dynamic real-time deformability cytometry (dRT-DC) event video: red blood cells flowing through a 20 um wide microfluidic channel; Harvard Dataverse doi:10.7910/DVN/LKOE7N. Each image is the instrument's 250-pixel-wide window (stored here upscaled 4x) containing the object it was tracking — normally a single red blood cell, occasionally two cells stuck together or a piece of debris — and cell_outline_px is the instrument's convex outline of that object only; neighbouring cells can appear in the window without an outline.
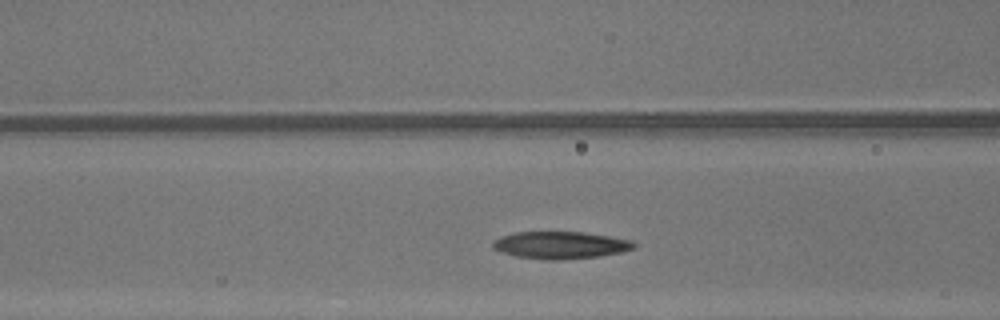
{"species": "common noctule bat (a hibernating species)", "species_latin": "Nyctalus noctula", "temperature_condition": "warm", "stored_images_in_passage": 29, "camera_frame_rate_fps": 3000, "um_per_image_px": 0.085, "animal": {"sex": "male", "body_mass_g": 13.3}, "frame": {"image": 1, "passage_image": 11, "time_ms": 3.333, "image_size_px": [1000, 320], "cell_outline_px": [[636, 248], [620, 252], [600, 256], [560, 260], [544, 260], [516, 256], [500, 252], [492, 248], [492, 244], [500, 236], [516, 232], [584, 232], [632, 240], [636, 244]], "centroid_in_image_um": [47.63, 20.84], "position_along_channel_um": 119.0, "area_um2": 22.48}}
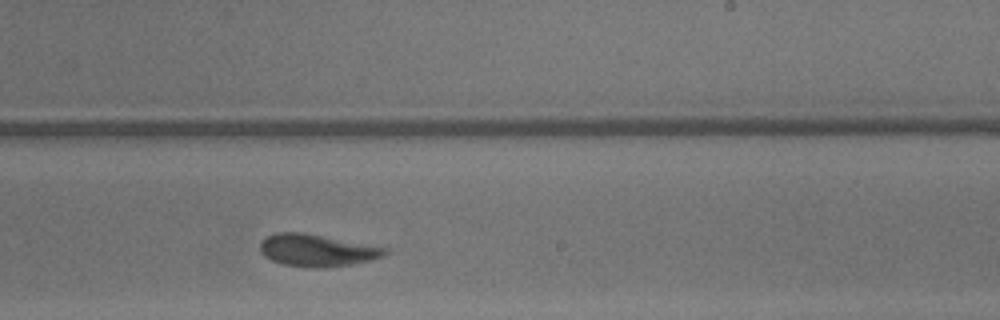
{"frame": {"image": 2, "passage_image": 21, "time_ms": 6.667, "image_size_px": [1000, 320], "cell_outline_px": [[388, 252], [384, 256], [372, 260], [352, 264], [328, 268], [304, 268], [284, 264], [272, 260], [264, 256], [260, 252], [260, 244], [268, 236], [276, 232], [304, 232], [388, 248]], "centroid_in_image_um": [26.96, 21.29], "position_along_channel_um": 262.0, "area_um2": 23.58}}
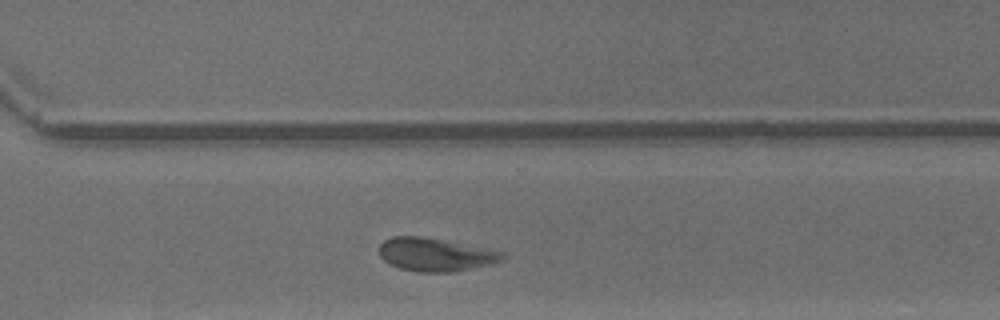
{"frame": {"image": 3, "passage_image": 26, "time_ms": 8.333, "image_size_px": [1000, 320], "cell_outline_px": [[504, 256], [500, 260], [492, 264], [452, 272], [420, 272], [400, 268], [388, 264], [380, 256], [380, 244], [384, 240], [392, 236], [424, 236], [504, 252]], "centroid_in_image_um": [36.97, 21.64], "position_along_channel_um": 333.6, "area_um2": 23.7}, "authors_computed_cell_mechanics": {"area_um2": 23.2356, "velocity_mm_per_s": 4.3039, "shape_relaxation_time_tau1_ms": 2.8079, "shape_relaxation_time_tau2_ms": 1.3597, "deformation_change_tau1": 0.15, "deformation_change_tau2": 0.0881}}